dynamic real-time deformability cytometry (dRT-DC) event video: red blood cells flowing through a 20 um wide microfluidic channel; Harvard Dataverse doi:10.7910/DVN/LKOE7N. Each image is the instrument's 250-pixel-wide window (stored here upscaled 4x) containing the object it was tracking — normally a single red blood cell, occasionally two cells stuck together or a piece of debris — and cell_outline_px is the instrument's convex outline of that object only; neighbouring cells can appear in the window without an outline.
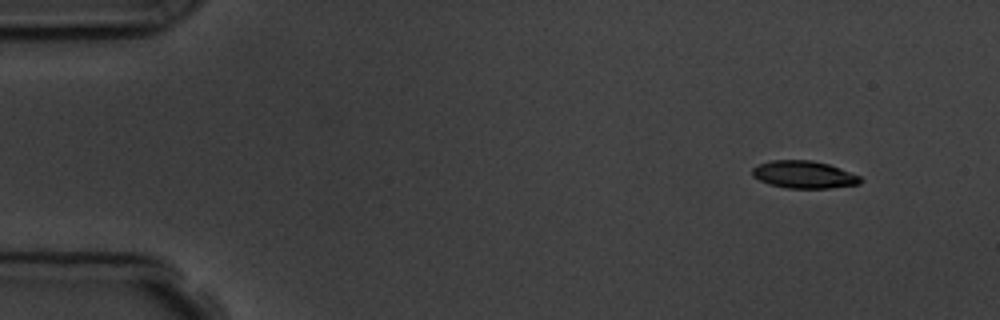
{"species": "common noctule bat (a hibernating species)", "species_latin": "Nyctalus noctula", "temperature_condition": "room temperature", "stored_images_in_passage": 6, "camera_frame_rate_fps": 3000, "um_per_image_px": 0.085, "animal": {"sex": "male", "body_mass_g": 19.5, "forearm_length_mm": 54.6}, "frame": {"image": 1, "passage_image": 1, "time_ms": 0.0, "image_size_px": [1000, 320], "cell_outline_px": [[864, 180], [860, 184], [828, 188], [788, 188], [768, 184], [752, 176], [752, 168], [760, 164], [772, 160], [812, 160], [828, 164], [840, 168], [860, 176]], "centroid_in_image_um": [68.35, 14.84], "position_along_channel_um": 16.7, "area_um2": 17.28}}
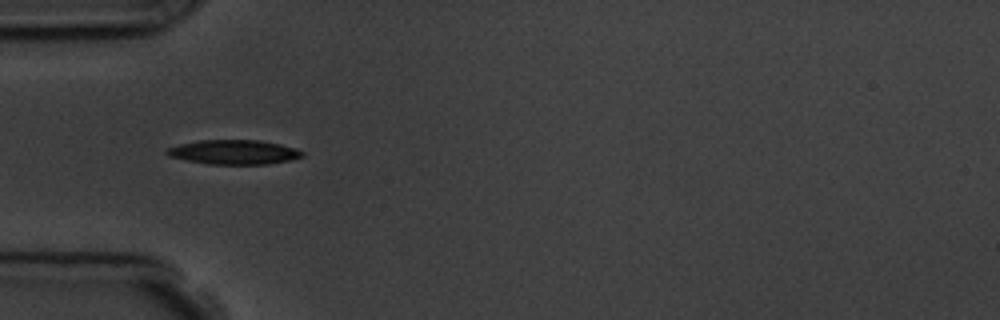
{"frame": {"image": 2, "passage_image": 4, "time_ms": 4.0, "image_size_px": [1000, 320], "cell_outline_px": [[304, 156], [288, 160], [268, 164], [208, 164], [168, 156], [164, 152], [168, 148], [180, 144], [200, 140], [260, 140], [280, 144], [296, 148], [304, 152]], "centroid_in_image_um": [19.89, 12.92], "position_along_channel_um": 65.1, "area_um2": 19.19}}